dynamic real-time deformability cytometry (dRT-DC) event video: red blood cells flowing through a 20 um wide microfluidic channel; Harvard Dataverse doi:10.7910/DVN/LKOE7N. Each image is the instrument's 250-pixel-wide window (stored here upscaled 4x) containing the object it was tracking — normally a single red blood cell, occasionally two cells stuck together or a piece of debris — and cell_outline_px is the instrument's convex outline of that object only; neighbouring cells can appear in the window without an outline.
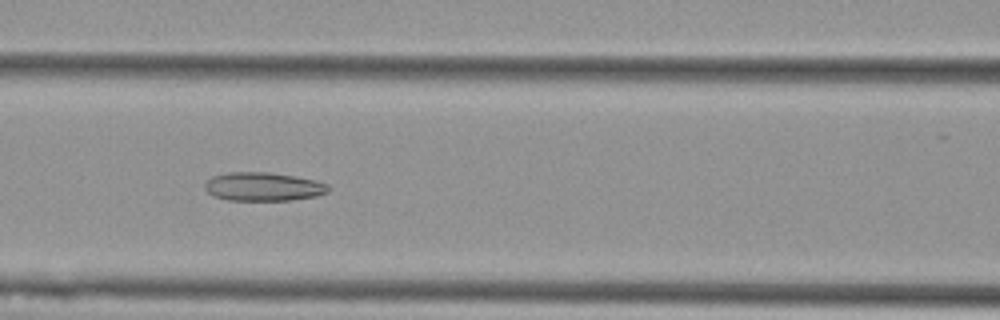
{"species": "Egyptian fruit bat (a non-hibernating species)", "species_latin": "Rousettus aegyptiacus", "temperature_condition": "cold", "stored_images_in_passage": 55, "camera_frame_rate_fps": 3000, "um_per_image_px": 0.085, "animal": {"sex": "female"}, "frame": {"image": 1, "passage_image": 24, "time_ms": 7.667, "image_size_px": [1000, 320], "cell_outline_px": [[332, 188], [328, 192], [316, 196], [292, 200], [228, 200], [216, 196], [208, 192], [204, 188], [204, 184], [212, 176], [228, 172], [268, 172], [296, 176], [316, 180], [328, 184]], "centroid_in_image_um": [22.42, 15.86], "position_along_channel_um": 144.2, "area_um2": 20.69}}
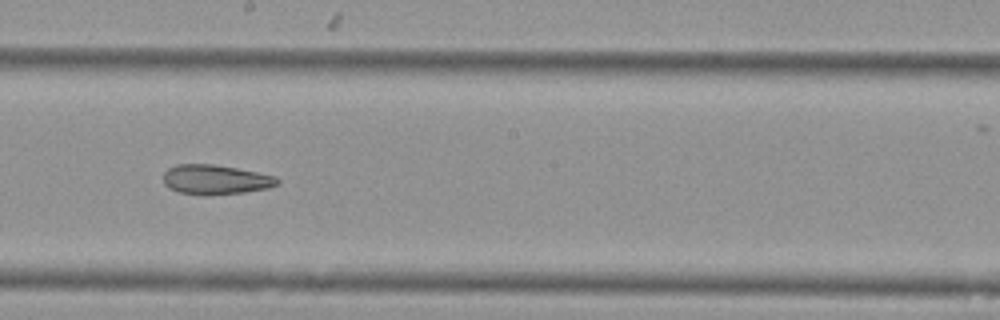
{"frame": {"image": 2, "passage_image": 31, "time_ms": 10.0, "image_size_px": [1000, 320], "cell_outline_px": [[280, 184], [268, 188], [244, 192], [208, 196], [204, 196], [180, 192], [168, 188], [164, 184], [164, 172], [168, 168], [176, 164], [216, 164], [276, 176], [280, 180]], "centroid_in_image_um": [18.32, 15.27], "position_along_channel_um": 229.9, "area_um2": 19.94}}
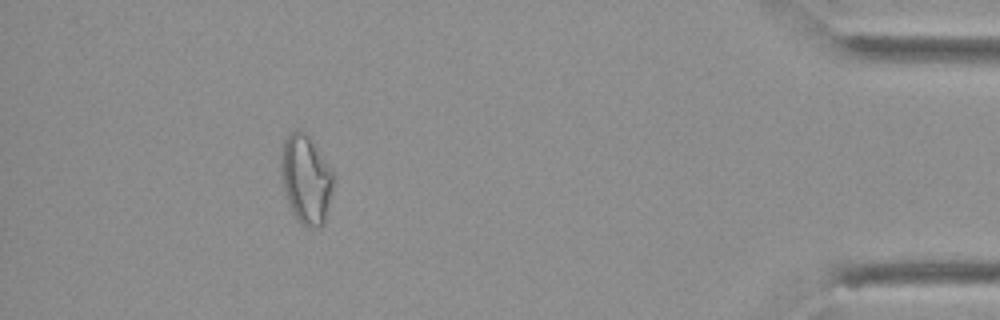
{"frame": {"image": 3, "passage_image": 50, "time_ms": 16.333, "image_size_px": [1000, 320], "cell_outline_px": [[332, 188], [324, 224], [320, 228], [304, 228], [300, 224], [284, 192], [280, 176], [280, 152], [284, 140], [296, 128], [300, 128], [308, 136], [332, 168]], "centroid_in_image_um": [25.98, 15.23], "position_along_channel_um": 409.2, "area_um2": 27.17}, "authors_computed_cell_mechanics": {"area_um2": 24.7384, "velocity_mm_per_s": 3.6903, "shape_relaxation_time_tau1_ms": null, "shape_relaxation_time_tau2_ms": 7.5076, "deformation_change_tau1": null, "deformation_change_tau2": 0.1836}}